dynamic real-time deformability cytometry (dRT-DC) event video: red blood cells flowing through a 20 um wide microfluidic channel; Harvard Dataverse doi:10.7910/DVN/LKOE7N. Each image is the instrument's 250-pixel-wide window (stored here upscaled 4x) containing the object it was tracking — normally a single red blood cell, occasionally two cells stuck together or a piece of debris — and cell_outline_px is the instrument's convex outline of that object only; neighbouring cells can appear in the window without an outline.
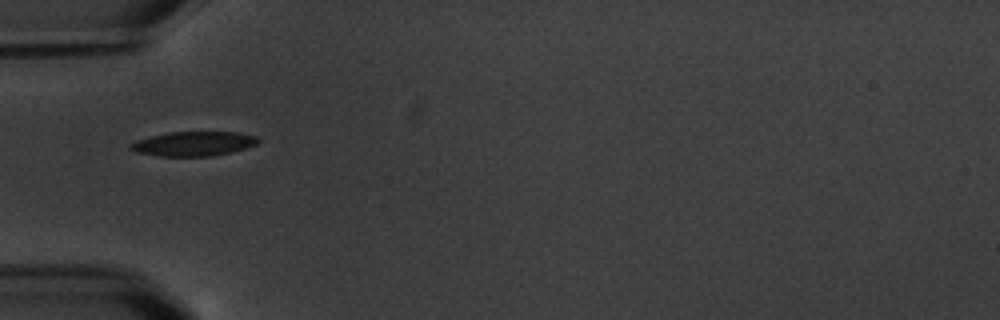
{"species": "common noctule bat (a hibernating species)", "species_latin": "Nyctalus noctula", "temperature_condition": "warm", "stored_images_in_passage": 5, "camera_frame_rate_fps": 3000, "um_per_image_px": 0.085, "animal": {"sex": "male", "body_mass_g": 20.1, "forearm_length_mm": 53.5}, "frame": {"image": 1, "passage_image": 1, "time_ms": 0.0, "image_size_px": [1000, 320], "cell_outline_px": [[260, 140], [256, 144], [232, 152], [212, 156], [160, 156], [136, 152], [128, 148], [128, 144], [136, 140], [168, 132], [236, 132], [256, 136]], "centroid_in_image_um": [16.42, 12.22], "position_along_channel_um": 68.6, "area_um2": 18.15}}
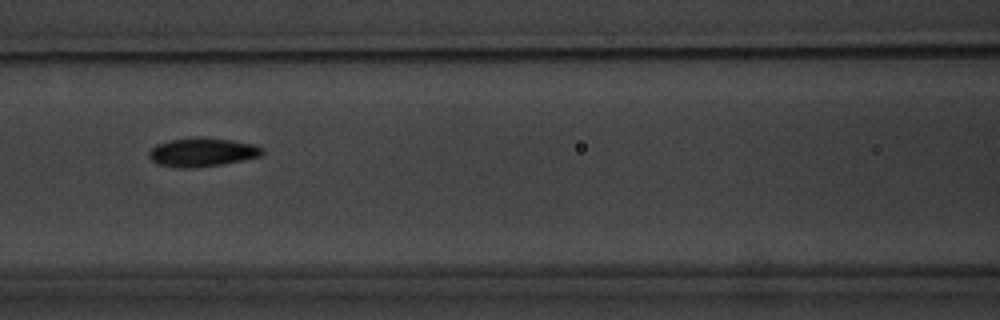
{"frame": {"image": 2, "passage_image": 3, "time_ms": 2.333, "image_size_px": [1000, 320], "cell_outline_px": [[264, 152], [260, 156], [220, 164], [188, 168], [176, 168], [156, 164], [148, 156], [148, 152], [156, 144], [172, 140], [196, 136], [200, 136], [232, 140], [252, 144], [264, 148]], "centroid_in_image_um": [17.15, 12.93], "position_along_channel_um": 149.5, "area_um2": 18.96}}
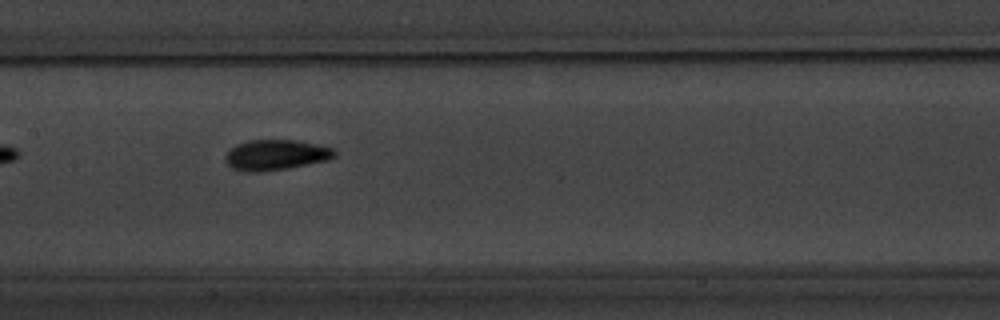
{"frame": {"image": 3, "passage_image": 4, "time_ms": 3.333, "image_size_px": [1000, 320], "cell_outline_px": [[336, 156], [328, 160], [288, 168], [260, 172], [244, 172], [232, 168], [224, 160], [224, 156], [228, 148], [236, 144], [248, 140], [296, 140], [320, 144], [336, 148]], "centroid_in_image_um": [23.44, 13.16], "position_along_channel_um": 184.0, "area_um2": 19.83}}